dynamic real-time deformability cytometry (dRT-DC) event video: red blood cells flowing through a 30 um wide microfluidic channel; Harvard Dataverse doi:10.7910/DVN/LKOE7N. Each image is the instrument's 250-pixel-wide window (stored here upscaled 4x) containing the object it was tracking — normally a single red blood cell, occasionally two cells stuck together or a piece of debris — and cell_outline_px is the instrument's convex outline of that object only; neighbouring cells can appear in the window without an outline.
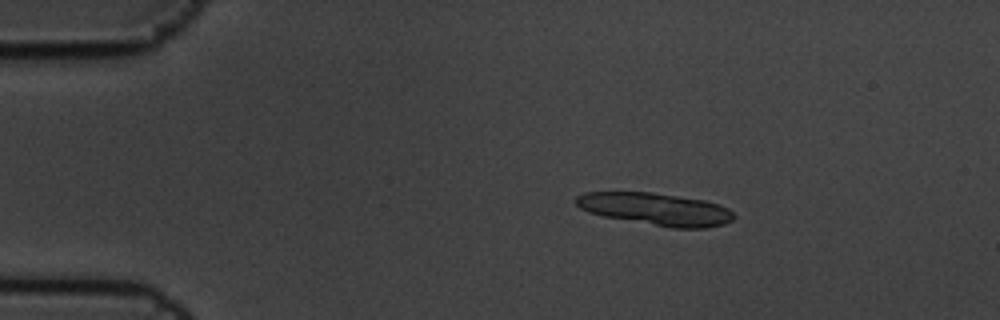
{"species": "common noctule bat (a hibernating species)", "species_latin": "Nyctalus noctula", "temperature_condition": "cold", "stored_images_in_passage": 7, "segment_of_instrument_passage": [1, 2], "camera_frame_rate_fps": 3000, "um_per_image_px": 0.085, "animal": {"sex": "male", "body_mass_g": 19.5, "forearm_length_mm": 54.6}, "frame": {"image": 1, "passage_image": 4, "time_ms": 1.0, "image_size_px": [1000, 320], "cell_outline_px": [[736, 216], [732, 220], [724, 224], [708, 228], [672, 228], [604, 216], [588, 212], [580, 208], [572, 200], [576, 196], [584, 192], [652, 192], [704, 200], [728, 208]], "centroid_in_image_um": [55.72, 17.77], "position_along_channel_um": 29.3, "area_um2": 29.77}}